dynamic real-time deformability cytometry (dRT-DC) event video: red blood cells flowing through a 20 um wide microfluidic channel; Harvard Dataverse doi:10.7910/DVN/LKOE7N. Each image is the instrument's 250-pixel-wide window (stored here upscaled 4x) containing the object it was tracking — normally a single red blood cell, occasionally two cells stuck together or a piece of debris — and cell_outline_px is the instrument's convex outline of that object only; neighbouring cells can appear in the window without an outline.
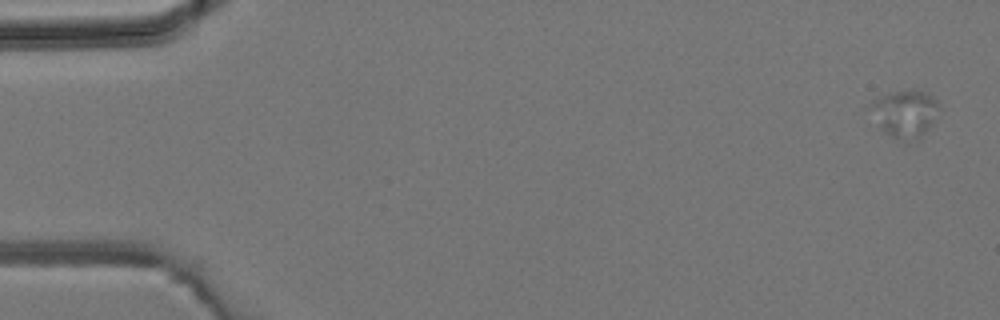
{"species": "common noctule bat (a hibernating species)", "species_latin": "Nyctalus noctula", "temperature_condition": "room temperature", "stored_images_in_passage": 5, "camera_frame_rate_fps": 3000, "um_per_image_px": 0.085, "animal": {"sex": "male", "body_mass_g": 19.2, "forearm_length_mm": 51.8}, "frame": {"image": 1, "passage_image": 1, "time_ms": 0.0, "image_size_px": [1000, 320], "cell_outline_px": [[940, 108], [928, 128], [920, 140], [904, 140], [892, 136], [884, 132], [880, 128], [868, 108], [872, 100], [888, 92], [912, 88], [920, 88], [932, 96], [936, 100]], "centroid_in_image_um": [76.91, 9.6], "position_along_channel_um": 8.1, "area_um2": 19.25}}
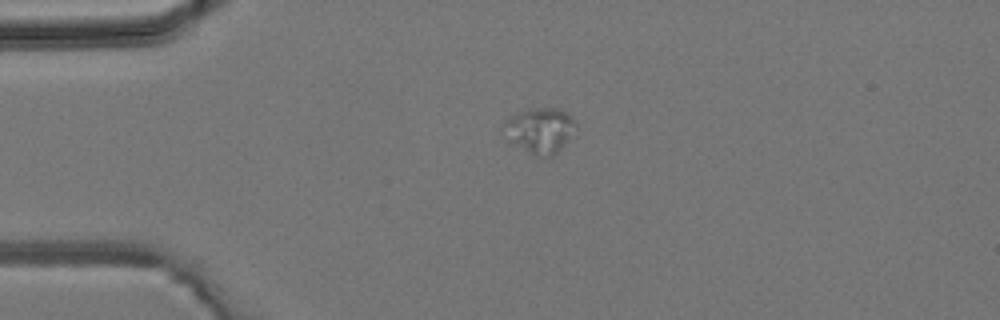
{"frame": {"image": 2, "passage_image": 4, "time_ms": 3.333, "image_size_px": [1000, 320], "cell_outline_px": [[576, 124], [568, 140], [552, 156], [532, 156], [516, 140], [504, 124], [504, 120], [520, 112], [540, 108], [556, 108], [564, 112]], "centroid_in_image_um": [45.98, 11.07], "position_along_channel_um": 39.0, "area_um2": 17.46}}